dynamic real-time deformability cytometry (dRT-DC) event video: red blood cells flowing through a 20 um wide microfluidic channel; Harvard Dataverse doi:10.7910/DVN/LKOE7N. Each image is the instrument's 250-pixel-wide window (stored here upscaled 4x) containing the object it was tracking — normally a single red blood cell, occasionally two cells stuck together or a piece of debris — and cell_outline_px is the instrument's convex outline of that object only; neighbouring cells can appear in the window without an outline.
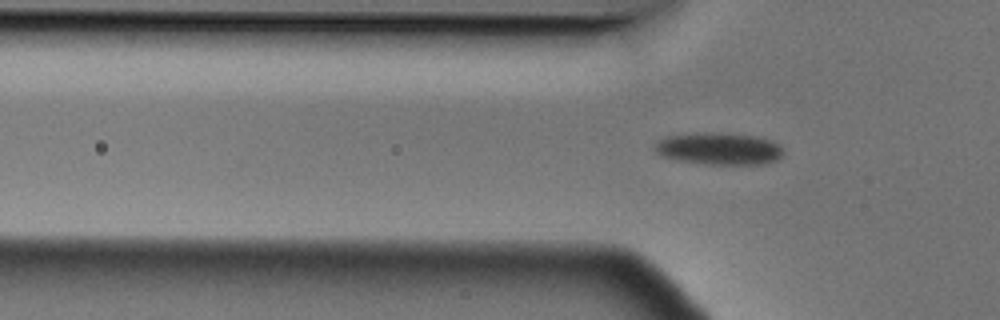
{"species": "Egyptian fruit bat (a non-hibernating species)", "species_latin": "Rousettus aegyptiacus", "temperature_condition": "cold", "stored_images_in_passage": 2, "camera_frame_rate_fps": 3000, "um_per_image_px": 0.085, "animal": {"sex": "male"}, "frame": {"image": 1, "passage_image": 2, "time_ms": 0.333, "image_size_px": [1000, 320], "cell_outline_px": [[784, 152], [776, 160], [764, 164], [704, 164], [680, 160], [664, 156], [656, 152], [656, 144], [664, 136], [712, 132], [716, 132], [756, 136], [780, 144]], "centroid_in_image_um": [61.15, 12.64], "position_along_channel_um": 64.6, "area_um2": 23.76}}